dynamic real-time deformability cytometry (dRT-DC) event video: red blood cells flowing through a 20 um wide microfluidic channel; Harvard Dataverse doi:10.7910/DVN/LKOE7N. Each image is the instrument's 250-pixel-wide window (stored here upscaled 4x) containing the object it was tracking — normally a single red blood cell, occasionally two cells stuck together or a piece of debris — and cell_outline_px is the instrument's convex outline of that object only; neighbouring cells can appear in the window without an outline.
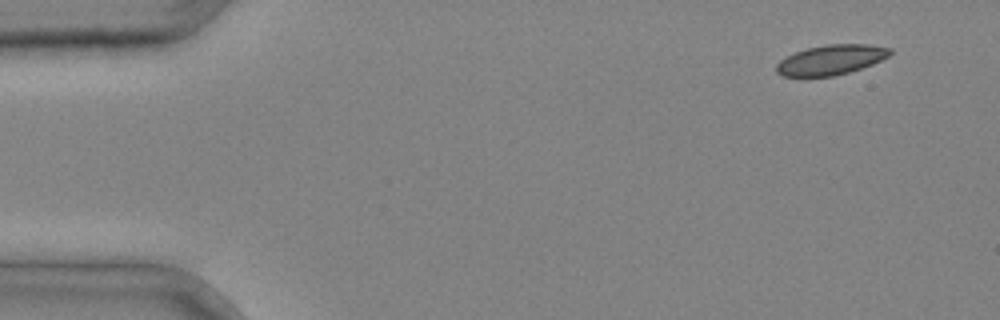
{"species": "common noctule bat (a hibernating species)", "species_latin": "Nyctalus noctula", "temperature_condition": "cold", "stored_images_in_passage": 4, "camera_frame_rate_fps": 3000, "um_per_image_px": 0.085, "animal": {"sex": "male", "body_mass_g": 20.4}, "frame": {"image": 1, "passage_image": 1, "time_ms": 0.0, "image_size_px": [1000, 320], "cell_outline_px": [[892, 52], [888, 56], [872, 64], [848, 72], [832, 76], [780, 76], [776, 72], [776, 64], [780, 60], [796, 52], [808, 48], [828, 44], [868, 44], [892, 48]], "centroid_in_image_um": [70.63, 5.08], "position_along_channel_um": 14.4, "area_um2": 19.59}}